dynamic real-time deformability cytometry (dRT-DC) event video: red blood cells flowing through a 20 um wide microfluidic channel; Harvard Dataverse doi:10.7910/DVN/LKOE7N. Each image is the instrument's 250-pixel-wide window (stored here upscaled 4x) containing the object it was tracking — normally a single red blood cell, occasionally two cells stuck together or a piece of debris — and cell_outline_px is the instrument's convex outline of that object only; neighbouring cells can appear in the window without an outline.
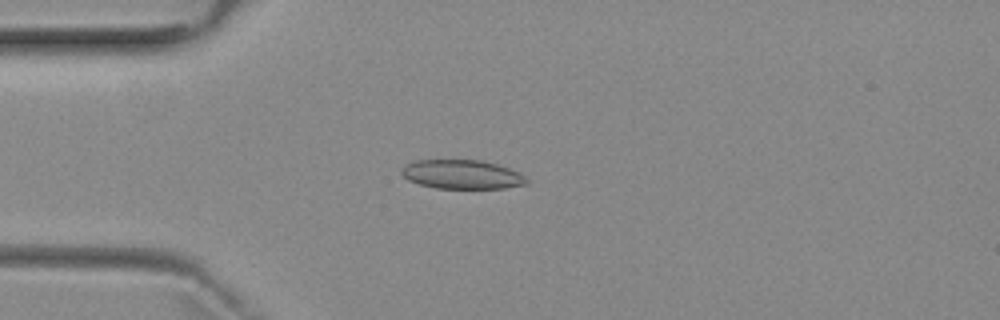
{"species": "common noctule bat (a hibernating species)", "species_latin": "Nyctalus noctula", "temperature_condition": "room temperature", "stored_images_in_passage": 4, "camera_frame_rate_fps": 3000, "um_per_image_px": 0.085, "animal": {"sex": "female", "body_mass_g": 29.2, "forearm_length_mm": 56.3}, "frame": {"image": 1, "passage_image": 4, "time_ms": 3.333, "image_size_px": [1000, 320], "cell_outline_px": [[528, 184], [504, 188], [436, 188], [420, 184], [408, 180], [400, 172], [400, 168], [404, 164], [416, 160], [480, 160], [496, 164], [508, 168], [524, 176], [528, 180]], "centroid_in_image_um": [39.22, 14.82], "position_along_channel_um": 45.8, "area_um2": 21.1}}